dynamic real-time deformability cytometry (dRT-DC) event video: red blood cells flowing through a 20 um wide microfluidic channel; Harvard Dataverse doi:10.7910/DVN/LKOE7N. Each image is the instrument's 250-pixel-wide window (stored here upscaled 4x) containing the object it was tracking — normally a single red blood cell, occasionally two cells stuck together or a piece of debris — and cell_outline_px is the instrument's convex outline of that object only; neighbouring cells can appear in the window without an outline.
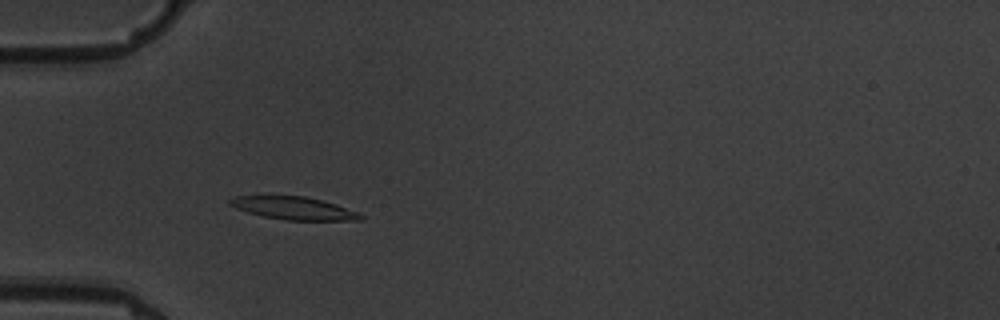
{"species": "common noctule bat (a hibernating species)", "species_latin": "Nyctalus noctula", "temperature_condition": "warm", "stored_images_in_passage": 6, "camera_frame_rate_fps": 3000, "um_per_image_px": 0.085, "animal": {"sex": "male", "body_mass_g": 19.5, "forearm_length_mm": 54.6}, "frame": {"image": 1, "passage_image": 4, "time_ms": 3.333, "image_size_px": [1000, 320], "cell_outline_px": [[364, 220], [288, 220], [264, 216], [248, 212], [236, 208], [228, 204], [228, 200], [236, 196], [304, 196], [336, 204], [356, 212], [364, 216]], "centroid_in_image_um": [24.96, 17.7], "position_along_channel_um": 60.0, "area_um2": 17.05}}
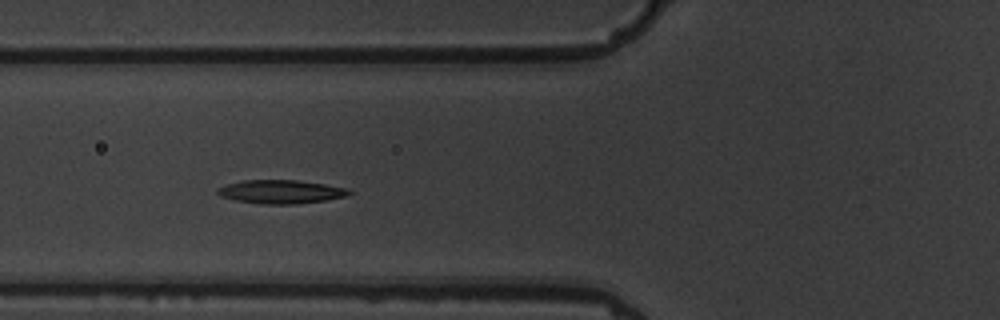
{"frame": {"image": 2, "passage_image": 5, "time_ms": 4.667, "image_size_px": [1000, 320], "cell_outline_px": [[352, 192], [348, 196], [324, 200], [296, 204], [260, 204], [236, 200], [220, 196], [216, 192], [216, 188], [228, 184], [244, 180], [300, 180], [348, 188]], "centroid_in_image_um": [23.88, 16.29], "position_along_channel_um": 101.9, "area_um2": 18.09}}
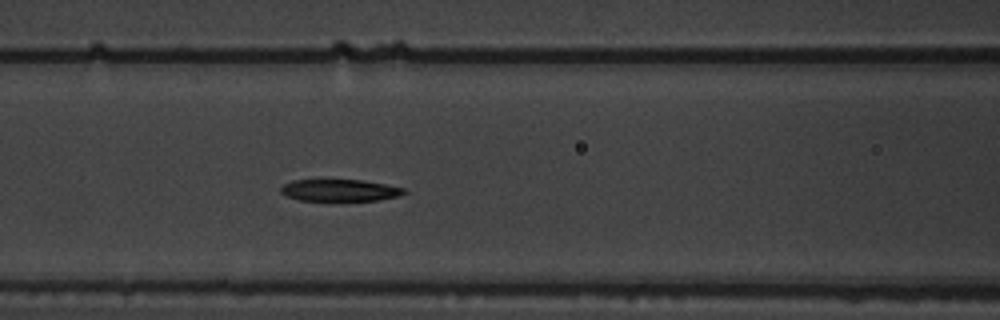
{"frame": {"image": 3, "passage_image": 6, "time_ms": 5.667, "image_size_px": [1000, 320], "cell_outline_px": [[408, 192], [400, 196], [376, 200], [344, 204], [340, 204], [300, 200], [288, 196], [280, 192], [280, 188], [284, 184], [292, 180], [364, 180], [404, 188]], "centroid_in_image_um": [28.9, 16.23], "position_along_channel_um": 137.7, "area_um2": 16.7}}